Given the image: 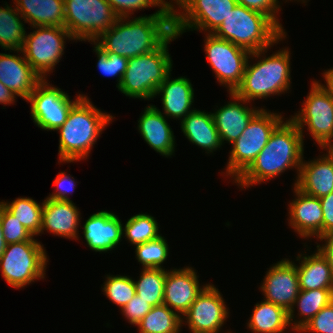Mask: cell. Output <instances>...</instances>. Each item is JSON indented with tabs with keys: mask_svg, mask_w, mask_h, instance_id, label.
<instances>
[{
	"mask_svg": "<svg viewBox=\"0 0 333 333\" xmlns=\"http://www.w3.org/2000/svg\"><path fill=\"white\" fill-rule=\"evenodd\" d=\"M129 18H118L94 42L106 53L130 59L159 48L174 33L173 9Z\"/></svg>",
	"mask_w": 333,
	"mask_h": 333,
	"instance_id": "6da1fadb",
	"label": "cell"
},
{
	"mask_svg": "<svg viewBox=\"0 0 333 333\" xmlns=\"http://www.w3.org/2000/svg\"><path fill=\"white\" fill-rule=\"evenodd\" d=\"M304 135L289 118L272 132L268 143L252 164L235 180L242 189L269 181L293 167L297 178L304 158Z\"/></svg>",
	"mask_w": 333,
	"mask_h": 333,
	"instance_id": "7a4b0ae2",
	"label": "cell"
},
{
	"mask_svg": "<svg viewBox=\"0 0 333 333\" xmlns=\"http://www.w3.org/2000/svg\"><path fill=\"white\" fill-rule=\"evenodd\" d=\"M88 96H83L69 111L59 132L58 163H73L87 159L95 142L113 117L96 108Z\"/></svg>",
	"mask_w": 333,
	"mask_h": 333,
	"instance_id": "3957f363",
	"label": "cell"
},
{
	"mask_svg": "<svg viewBox=\"0 0 333 333\" xmlns=\"http://www.w3.org/2000/svg\"><path fill=\"white\" fill-rule=\"evenodd\" d=\"M269 48L250 53L240 85L233 92L247 102L267 99L271 95L287 93L290 89L291 66L290 49L283 48L270 56L265 55ZM259 59L249 64V59Z\"/></svg>",
	"mask_w": 333,
	"mask_h": 333,
	"instance_id": "277c9868",
	"label": "cell"
},
{
	"mask_svg": "<svg viewBox=\"0 0 333 333\" xmlns=\"http://www.w3.org/2000/svg\"><path fill=\"white\" fill-rule=\"evenodd\" d=\"M212 34L250 53L273 47L287 36L267 15L238 3Z\"/></svg>",
	"mask_w": 333,
	"mask_h": 333,
	"instance_id": "5b68a950",
	"label": "cell"
},
{
	"mask_svg": "<svg viewBox=\"0 0 333 333\" xmlns=\"http://www.w3.org/2000/svg\"><path fill=\"white\" fill-rule=\"evenodd\" d=\"M179 36L174 32L159 48L128 61L118 90L129 98L150 100L172 71L168 45Z\"/></svg>",
	"mask_w": 333,
	"mask_h": 333,
	"instance_id": "8992f818",
	"label": "cell"
},
{
	"mask_svg": "<svg viewBox=\"0 0 333 333\" xmlns=\"http://www.w3.org/2000/svg\"><path fill=\"white\" fill-rule=\"evenodd\" d=\"M283 120L282 114L262 108L232 144L225 170L226 177L230 176L235 181L252 164Z\"/></svg>",
	"mask_w": 333,
	"mask_h": 333,
	"instance_id": "52a82bcc",
	"label": "cell"
},
{
	"mask_svg": "<svg viewBox=\"0 0 333 333\" xmlns=\"http://www.w3.org/2000/svg\"><path fill=\"white\" fill-rule=\"evenodd\" d=\"M47 262V253L40 242L10 243L0 257L1 276L11 287L22 289L45 278Z\"/></svg>",
	"mask_w": 333,
	"mask_h": 333,
	"instance_id": "ba28073f",
	"label": "cell"
},
{
	"mask_svg": "<svg viewBox=\"0 0 333 333\" xmlns=\"http://www.w3.org/2000/svg\"><path fill=\"white\" fill-rule=\"evenodd\" d=\"M65 28L74 40L94 42L119 18L107 0H64Z\"/></svg>",
	"mask_w": 333,
	"mask_h": 333,
	"instance_id": "9c48e42d",
	"label": "cell"
},
{
	"mask_svg": "<svg viewBox=\"0 0 333 333\" xmlns=\"http://www.w3.org/2000/svg\"><path fill=\"white\" fill-rule=\"evenodd\" d=\"M169 2L173 5L174 32L179 37L186 30H201L212 34L238 3L236 0H170ZM175 3L179 9L174 7Z\"/></svg>",
	"mask_w": 333,
	"mask_h": 333,
	"instance_id": "30bf717a",
	"label": "cell"
},
{
	"mask_svg": "<svg viewBox=\"0 0 333 333\" xmlns=\"http://www.w3.org/2000/svg\"><path fill=\"white\" fill-rule=\"evenodd\" d=\"M300 110L290 119L300 129L301 134H304V127L308 126L310 136L322 150L331 148L333 146V98L316 80L312 81L310 92Z\"/></svg>",
	"mask_w": 333,
	"mask_h": 333,
	"instance_id": "8fae6325",
	"label": "cell"
},
{
	"mask_svg": "<svg viewBox=\"0 0 333 333\" xmlns=\"http://www.w3.org/2000/svg\"><path fill=\"white\" fill-rule=\"evenodd\" d=\"M26 34L20 54L42 78L53 72L64 54L65 39L74 40L66 28L58 26H35ZM48 73V74H47Z\"/></svg>",
	"mask_w": 333,
	"mask_h": 333,
	"instance_id": "7c38bea8",
	"label": "cell"
},
{
	"mask_svg": "<svg viewBox=\"0 0 333 333\" xmlns=\"http://www.w3.org/2000/svg\"><path fill=\"white\" fill-rule=\"evenodd\" d=\"M204 51L220 85L233 93L240 85L250 52L228 40L206 34Z\"/></svg>",
	"mask_w": 333,
	"mask_h": 333,
	"instance_id": "4fadbf2b",
	"label": "cell"
},
{
	"mask_svg": "<svg viewBox=\"0 0 333 333\" xmlns=\"http://www.w3.org/2000/svg\"><path fill=\"white\" fill-rule=\"evenodd\" d=\"M85 95L79 94L75 100L58 87L42 79L26 102L31 104L33 122L41 129L57 131L65 122L71 108Z\"/></svg>",
	"mask_w": 333,
	"mask_h": 333,
	"instance_id": "5bb4252c",
	"label": "cell"
},
{
	"mask_svg": "<svg viewBox=\"0 0 333 333\" xmlns=\"http://www.w3.org/2000/svg\"><path fill=\"white\" fill-rule=\"evenodd\" d=\"M228 310L218 288L208 283L183 315L182 323L188 325L190 333H219L229 317Z\"/></svg>",
	"mask_w": 333,
	"mask_h": 333,
	"instance_id": "9a60e30c",
	"label": "cell"
},
{
	"mask_svg": "<svg viewBox=\"0 0 333 333\" xmlns=\"http://www.w3.org/2000/svg\"><path fill=\"white\" fill-rule=\"evenodd\" d=\"M264 300L290 312L300 292L296 264L287 258L273 264L260 286Z\"/></svg>",
	"mask_w": 333,
	"mask_h": 333,
	"instance_id": "2e32d148",
	"label": "cell"
},
{
	"mask_svg": "<svg viewBox=\"0 0 333 333\" xmlns=\"http://www.w3.org/2000/svg\"><path fill=\"white\" fill-rule=\"evenodd\" d=\"M199 276L192 267L167 270L163 304L181 317L189 310L197 296L208 285L200 286Z\"/></svg>",
	"mask_w": 333,
	"mask_h": 333,
	"instance_id": "e0dca14e",
	"label": "cell"
},
{
	"mask_svg": "<svg viewBox=\"0 0 333 333\" xmlns=\"http://www.w3.org/2000/svg\"><path fill=\"white\" fill-rule=\"evenodd\" d=\"M295 199L290 202L288 224L301 238L322 237L323 211L320 199L309 196L294 186Z\"/></svg>",
	"mask_w": 333,
	"mask_h": 333,
	"instance_id": "ac0fdd59",
	"label": "cell"
},
{
	"mask_svg": "<svg viewBox=\"0 0 333 333\" xmlns=\"http://www.w3.org/2000/svg\"><path fill=\"white\" fill-rule=\"evenodd\" d=\"M83 235L91 250L112 251L122 241L123 223L115 213L99 211L90 215L83 225Z\"/></svg>",
	"mask_w": 333,
	"mask_h": 333,
	"instance_id": "d6986e66",
	"label": "cell"
},
{
	"mask_svg": "<svg viewBox=\"0 0 333 333\" xmlns=\"http://www.w3.org/2000/svg\"><path fill=\"white\" fill-rule=\"evenodd\" d=\"M229 95L234 101H229L211 113L222 145L226 143L224 141L233 144L246 129L251 119L262 109H257L255 106L248 107V103L251 102H247L233 93H229Z\"/></svg>",
	"mask_w": 333,
	"mask_h": 333,
	"instance_id": "ffe728a7",
	"label": "cell"
},
{
	"mask_svg": "<svg viewBox=\"0 0 333 333\" xmlns=\"http://www.w3.org/2000/svg\"><path fill=\"white\" fill-rule=\"evenodd\" d=\"M326 154L317 159L303 162L300 166L298 178L294 185L303 193L321 198L333 192V151L330 148Z\"/></svg>",
	"mask_w": 333,
	"mask_h": 333,
	"instance_id": "44dd1931",
	"label": "cell"
},
{
	"mask_svg": "<svg viewBox=\"0 0 333 333\" xmlns=\"http://www.w3.org/2000/svg\"><path fill=\"white\" fill-rule=\"evenodd\" d=\"M18 52L21 50L17 55L0 53V82L15 96L27 100L42 78Z\"/></svg>",
	"mask_w": 333,
	"mask_h": 333,
	"instance_id": "7402d4cb",
	"label": "cell"
},
{
	"mask_svg": "<svg viewBox=\"0 0 333 333\" xmlns=\"http://www.w3.org/2000/svg\"><path fill=\"white\" fill-rule=\"evenodd\" d=\"M79 208L71 201H59L46 198L43 201L42 226L44 231L56 236L79 240Z\"/></svg>",
	"mask_w": 333,
	"mask_h": 333,
	"instance_id": "603a6c76",
	"label": "cell"
},
{
	"mask_svg": "<svg viewBox=\"0 0 333 333\" xmlns=\"http://www.w3.org/2000/svg\"><path fill=\"white\" fill-rule=\"evenodd\" d=\"M138 131L144 141L157 153L171 157L175 152V138L166 117L155 105H148L138 120Z\"/></svg>",
	"mask_w": 333,
	"mask_h": 333,
	"instance_id": "cb8c5ba5",
	"label": "cell"
},
{
	"mask_svg": "<svg viewBox=\"0 0 333 333\" xmlns=\"http://www.w3.org/2000/svg\"><path fill=\"white\" fill-rule=\"evenodd\" d=\"M171 72L158 87L155 97L161 95L162 113L167 118L183 120L194 111L191 105L194 102V89L188 78L181 76L171 79Z\"/></svg>",
	"mask_w": 333,
	"mask_h": 333,
	"instance_id": "d4e9b609",
	"label": "cell"
},
{
	"mask_svg": "<svg viewBox=\"0 0 333 333\" xmlns=\"http://www.w3.org/2000/svg\"><path fill=\"white\" fill-rule=\"evenodd\" d=\"M181 122V130L189 142L213 153L222 146L211 112L195 109Z\"/></svg>",
	"mask_w": 333,
	"mask_h": 333,
	"instance_id": "484cf974",
	"label": "cell"
},
{
	"mask_svg": "<svg viewBox=\"0 0 333 333\" xmlns=\"http://www.w3.org/2000/svg\"><path fill=\"white\" fill-rule=\"evenodd\" d=\"M25 23L35 26H58L65 28L64 0H14Z\"/></svg>",
	"mask_w": 333,
	"mask_h": 333,
	"instance_id": "4316f807",
	"label": "cell"
},
{
	"mask_svg": "<svg viewBox=\"0 0 333 333\" xmlns=\"http://www.w3.org/2000/svg\"><path fill=\"white\" fill-rule=\"evenodd\" d=\"M303 255L296 257L300 264H296L300 290L333 289V274L322 253L317 249L311 255Z\"/></svg>",
	"mask_w": 333,
	"mask_h": 333,
	"instance_id": "83f0119b",
	"label": "cell"
},
{
	"mask_svg": "<svg viewBox=\"0 0 333 333\" xmlns=\"http://www.w3.org/2000/svg\"><path fill=\"white\" fill-rule=\"evenodd\" d=\"M288 326L289 312L265 300L255 304L247 323L252 333H285Z\"/></svg>",
	"mask_w": 333,
	"mask_h": 333,
	"instance_id": "f1b7e54d",
	"label": "cell"
},
{
	"mask_svg": "<svg viewBox=\"0 0 333 333\" xmlns=\"http://www.w3.org/2000/svg\"><path fill=\"white\" fill-rule=\"evenodd\" d=\"M333 301V289H315L300 290L293 308L289 312V322L291 330L298 332L306 323H308L322 308ZM297 306L298 320L294 318L295 308ZM303 316V317H302ZM295 321H294V320Z\"/></svg>",
	"mask_w": 333,
	"mask_h": 333,
	"instance_id": "f546056e",
	"label": "cell"
},
{
	"mask_svg": "<svg viewBox=\"0 0 333 333\" xmlns=\"http://www.w3.org/2000/svg\"><path fill=\"white\" fill-rule=\"evenodd\" d=\"M5 5L3 8L0 7V46L15 52L21 50L24 43L26 29L22 22L25 23V20L15 6L12 9L7 2Z\"/></svg>",
	"mask_w": 333,
	"mask_h": 333,
	"instance_id": "4dcf8cb0",
	"label": "cell"
},
{
	"mask_svg": "<svg viewBox=\"0 0 333 333\" xmlns=\"http://www.w3.org/2000/svg\"><path fill=\"white\" fill-rule=\"evenodd\" d=\"M182 317L167 305L154 306L137 324L139 333H179Z\"/></svg>",
	"mask_w": 333,
	"mask_h": 333,
	"instance_id": "1f68e13d",
	"label": "cell"
},
{
	"mask_svg": "<svg viewBox=\"0 0 333 333\" xmlns=\"http://www.w3.org/2000/svg\"><path fill=\"white\" fill-rule=\"evenodd\" d=\"M33 236L40 235L43 202L29 197H18L12 202H0Z\"/></svg>",
	"mask_w": 333,
	"mask_h": 333,
	"instance_id": "d6a6232c",
	"label": "cell"
},
{
	"mask_svg": "<svg viewBox=\"0 0 333 333\" xmlns=\"http://www.w3.org/2000/svg\"><path fill=\"white\" fill-rule=\"evenodd\" d=\"M140 278L135 281L136 294L151 306L163 304L164 283L167 269H141Z\"/></svg>",
	"mask_w": 333,
	"mask_h": 333,
	"instance_id": "836d02e7",
	"label": "cell"
},
{
	"mask_svg": "<svg viewBox=\"0 0 333 333\" xmlns=\"http://www.w3.org/2000/svg\"><path fill=\"white\" fill-rule=\"evenodd\" d=\"M158 231L157 220L146 213L133 215L123 225V236L134 246L158 238Z\"/></svg>",
	"mask_w": 333,
	"mask_h": 333,
	"instance_id": "e575fe53",
	"label": "cell"
},
{
	"mask_svg": "<svg viewBox=\"0 0 333 333\" xmlns=\"http://www.w3.org/2000/svg\"><path fill=\"white\" fill-rule=\"evenodd\" d=\"M135 252L143 269H162V264L169 255V245L165 237L160 235L156 239L135 245Z\"/></svg>",
	"mask_w": 333,
	"mask_h": 333,
	"instance_id": "d590c367",
	"label": "cell"
},
{
	"mask_svg": "<svg viewBox=\"0 0 333 333\" xmlns=\"http://www.w3.org/2000/svg\"><path fill=\"white\" fill-rule=\"evenodd\" d=\"M102 291L113 304L122 309L135 295L134 279L123 275H107Z\"/></svg>",
	"mask_w": 333,
	"mask_h": 333,
	"instance_id": "8d00e7d4",
	"label": "cell"
},
{
	"mask_svg": "<svg viewBox=\"0 0 333 333\" xmlns=\"http://www.w3.org/2000/svg\"><path fill=\"white\" fill-rule=\"evenodd\" d=\"M94 52H96L98 61L97 66L100 72L106 77H118L116 87H120L123 75L127 69L128 61L124 56H119L116 53H106L101 47L95 42Z\"/></svg>",
	"mask_w": 333,
	"mask_h": 333,
	"instance_id": "74e56055",
	"label": "cell"
},
{
	"mask_svg": "<svg viewBox=\"0 0 333 333\" xmlns=\"http://www.w3.org/2000/svg\"><path fill=\"white\" fill-rule=\"evenodd\" d=\"M0 223L7 244L37 241L24 226L0 203Z\"/></svg>",
	"mask_w": 333,
	"mask_h": 333,
	"instance_id": "f35d334b",
	"label": "cell"
},
{
	"mask_svg": "<svg viewBox=\"0 0 333 333\" xmlns=\"http://www.w3.org/2000/svg\"><path fill=\"white\" fill-rule=\"evenodd\" d=\"M115 14L121 17H130L136 10L158 7L159 9H173V5L166 0H107Z\"/></svg>",
	"mask_w": 333,
	"mask_h": 333,
	"instance_id": "ab89813d",
	"label": "cell"
},
{
	"mask_svg": "<svg viewBox=\"0 0 333 333\" xmlns=\"http://www.w3.org/2000/svg\"><path fill=\"white\" fill-rule=\"evenodd\" d=\"M333 333V301L322 308L298 333Z\"/></svg>",
	"mask_w": 333,
	"mask_h": 333,
	"instance_id": "60d3db41",
	"label": "cell"
},
{
	"mask_svg": "<svg viewBox=\"0 0 333 333\" xmlns=\"http://www.w3.org/2000/svg\"><path fill=\"white\" fill-rule=\"evenodd\" d=\"M236 1L238 2V4L243 5L248 9H252L267 15L284 33H286L285 29H283L282 27V24L279 23V19L277 16V14L279 13L278 12L279 9L281 10L278 0H236ZM298 1L305 3L303 0H298Z\"/></svg>",
	"mask_w": 333,
	"mask_h": 333,
	"instance_id": "b9f144b4",
	"label": "cell"
},
{
	"mask_svg": "<svg viewBox=\"0 0 333 333\" xmlns=\"http://www.w3.org/2000/svg\"><path fill=\"white\" fill-rule=\"evenodd\" d=\"M149 303L141 299L137 294L121 309V313L127 321L137 326L143 317L152 309Z\"/></svg>",
	"mask_w": 333,
	"mask_h": 333,
	"instance_id": "7bdbcfd3",
	"label": "cell"
},
{
	"mask_svg": "<svg viewBox=\"0 0 333 333\" xmlns=\"http://www.w3.org/2000/svg\"><path fill=\"white\" fill-rule=\"evenodd\" d=\"M76 183L71 175L60 171L53 182V185L56 186L55 191L49 194L47 198L59 201H71L69 194L75 190Z\"/></svg>",
	"mask_w": 333,
	"mask_h": 333,
	"instance_id": "ee69618b",
	"label": "cell"
},
{
	"mask_svg": "<svg viewBox=\"0 0 333 333\" xmlns=\"http://www.w3.org/2000/svg\"><path fill=\"white\" fill-rule=\"evenodd\" d=\"M323 211L322 236L333 232V192L320 198Z\"/></svg>",
	"mask_w": 333,
	"mask_h": 333,
	"instance_id": "f6af8a7d",
	"label": "cell"
},
{
	"mask_svg": "<svg viewBox=\"0 0 333 333\" xmlns=\"http://www.w3.org/2000/svg\"><path fill=\"white\" fill-rule=\"evenodd\" d=\"M320 241L324 240V243L322 246L317 243L316 248L322 253V255L326 258L328 265L331 268V272L333 274V232L328 233L321 238H319Z\"/></svg>",
	"mask_w": 333,
	"mask_h": 333,
	"instance_id": "bcb514c9",
	"label": "cell"
},
{
	"mask_svg": "<svg viewBox=\"0 0 333 333\" xmlns=\"http://www.w3.org/2000/svg\"><path fill=\"white\" fill-rule=\"evenodd\" d=\"M15 94L0 82V104L11 105L15 103Z\"/></svg>",
	"mask_w": 333,
	"mask_h": 333,
	"instance_id": "7dc6e473",
	"label": "cell"
},
{
	"mask_svg": "<svg viewBox=\"0 0 333 333\" xmlns=\"http://www.w3.org/2000/svg\"><path fill=\"white\" fill-rule=\"evenodd\" d=\"M323 78L325 79V84L320 83L317 81L320 86H322L328 93L329 95L333 98V67L332 69H328L324 71L323 73Z\"/></svg>",
	"mask_w": 333,
	"mask_h": 333,
	"instance_id": "c3c4849f",
	"label": "cell"
},
{
	"mask_svg": "<svg viewBox=\"0 0 333 333\" xmlns=\"http://www.w3.org/2000/svg\"><path fill=\"white\" fill-rule=\"evenodd\" d=\"M6 247H7V243L5 241L3 230H2V225L0 223V257L3 254V252L5 251Z\"/></svg>",
	"mask_w": 333,
	"mask_h": 333,
	"instance_id": "681fc988",
	"label": "cell"
}]
</instances>
